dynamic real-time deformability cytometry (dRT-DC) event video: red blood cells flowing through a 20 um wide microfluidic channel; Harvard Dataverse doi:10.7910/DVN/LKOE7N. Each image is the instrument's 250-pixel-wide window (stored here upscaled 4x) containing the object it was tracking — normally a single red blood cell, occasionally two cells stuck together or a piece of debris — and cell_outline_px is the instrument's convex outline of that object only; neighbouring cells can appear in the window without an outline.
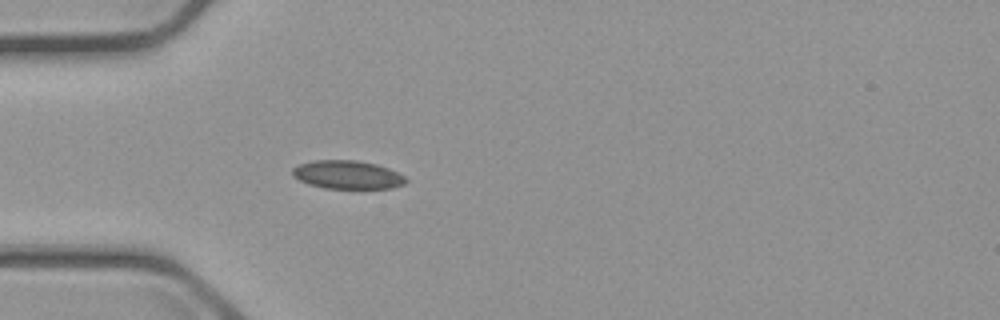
{"species": "common noctule bat (a hibernating species)", "species_latin": "Nyctalus noctula", "temperature_condition": "cold", "stored_images_in_passage": 3, "camera_frame_rate_fps": 3000, "um_per_image_px": 0.085, "animal": {"sex": "male", "body_mass_g": 23.1, "forearm_length_mm": 52.7}, "frame": {"image": 1, "passage_image": 3, "time_ms": 2.333, "image_size_px": [1000, 320], "cell_outline_px": [[408, 180], [404, 184], [392, 188], [324, 188], [308, 184], [292, 176], [292, 168], [300, 164], [312, 160], [356, 160], [376, 164], [388, 168], [404, 176]], "centroid_in_image_um": [29.51, 14.85], "position_along_channel_um": 55.5, "area_um2": 18.73}}